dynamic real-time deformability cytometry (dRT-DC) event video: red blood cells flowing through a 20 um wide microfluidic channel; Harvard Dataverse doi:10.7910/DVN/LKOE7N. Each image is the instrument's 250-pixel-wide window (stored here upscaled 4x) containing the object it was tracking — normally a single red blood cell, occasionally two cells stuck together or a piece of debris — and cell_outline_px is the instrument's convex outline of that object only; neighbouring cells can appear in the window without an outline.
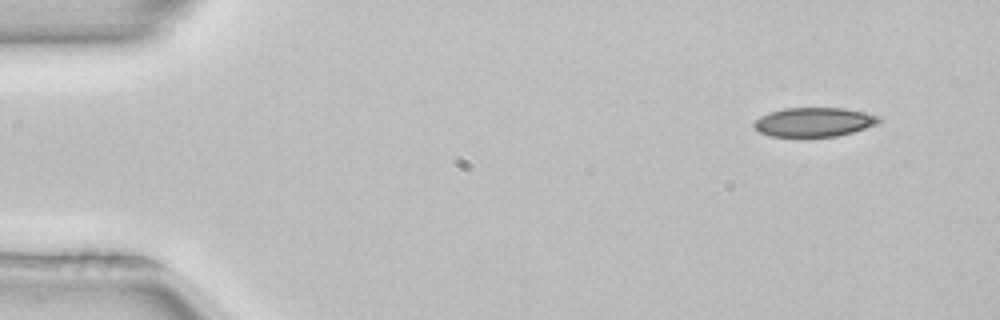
{"species": "common noctule bat (a hibernating species)", "species_latin": "Nyctalus noctula", "temperature_condition": "room temperature", "stored_images_in_passage": 3, "camera_frame_rate_fps": 3000, "um_per_image_px": 0.085, "animal": {"sex": "female", "body_mass_g": 22.7, "forearm_length_mm": 54.2}, "frame": {"image": 1, "passage_image": 1, "time_ms": 0.0, "image_size_px": [1000, 320], "cell_outline_px": [[884, 120], [880, 124], [852, 132], [836, 136], [768, 136], [760, 132], [752, 124], [760, 116], [784, 108], [844, 108], [864, 112], [880, 116]], "centroid_in_image_um": [69.26, 10.37], "position_along_channel_um": 15.7, "area_um2": 21.21}}
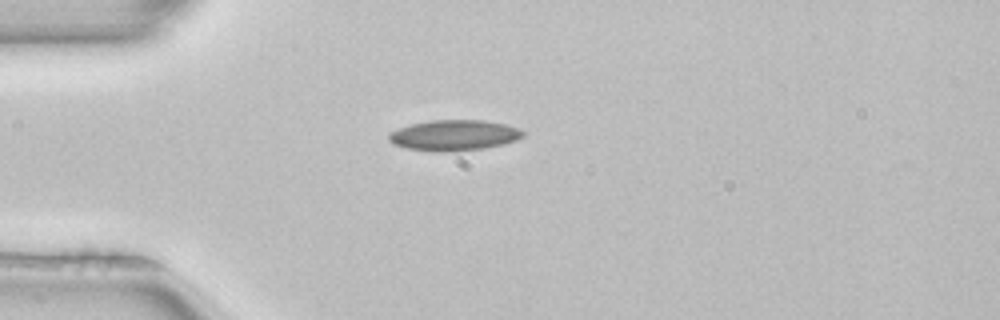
{"frame": {"image": 2, "passage_image": 3, "time_ms": 0.667, "image_size_px": [1000, 320], "cell_outline_px": [[524, 136], [516, 140], [504, 144], [484, 148], [404, 148], [392, 144], [388, 140], [388, 132], [412, 124], [432, 120], [484, 120], [504, 124], [516, 128], [524, 132]], "centroid_in_image_um": [38.6, 11.44], "position_along_channel_um": 46.4, "area_um2": 22.72}}